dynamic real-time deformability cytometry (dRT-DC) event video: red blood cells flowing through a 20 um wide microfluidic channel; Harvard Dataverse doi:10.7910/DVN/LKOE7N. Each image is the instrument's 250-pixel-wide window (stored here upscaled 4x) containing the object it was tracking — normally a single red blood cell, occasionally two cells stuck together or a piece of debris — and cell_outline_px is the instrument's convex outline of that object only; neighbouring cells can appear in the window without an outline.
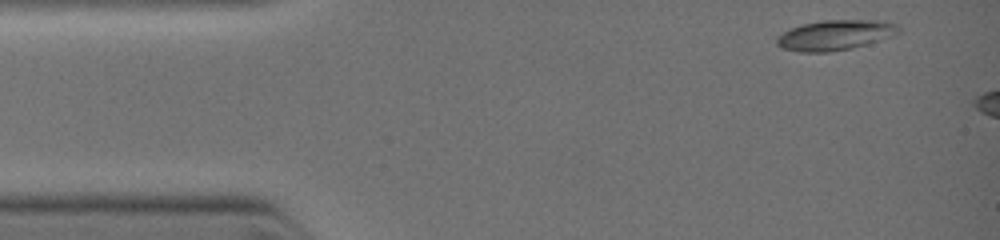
{"species": "common noctule bat (a hibernating species)", "species_latin": "Nyctalus noctula", "temperature_condition": "warm", "stored_images_in_passage": 4, "camera_frame_rate_fps": 3000, "um_per_image_px": 0.085, "animal": {"sex": "female", "body_mass_g": 19.0, "forearm_length_mm": 51.5}, "frame": {"image": 1, "passage_image": 1, "time_ms": 0.0, "image_size_px": [1000, 240], "cell_outline_px": [[900, 32], [864, 44], [848, 48], [828, 52], [800, 52], [784, 48], [776, 44], [776, 40], [784, 32], [792, 28], [804, 24], [824, 20], [868, 20], [892, 24], [900, 28]], "centroid_in_image_um": [70.91, 2.98], "position_along_channel_um": 14.1, "area_um2": 20.46}}